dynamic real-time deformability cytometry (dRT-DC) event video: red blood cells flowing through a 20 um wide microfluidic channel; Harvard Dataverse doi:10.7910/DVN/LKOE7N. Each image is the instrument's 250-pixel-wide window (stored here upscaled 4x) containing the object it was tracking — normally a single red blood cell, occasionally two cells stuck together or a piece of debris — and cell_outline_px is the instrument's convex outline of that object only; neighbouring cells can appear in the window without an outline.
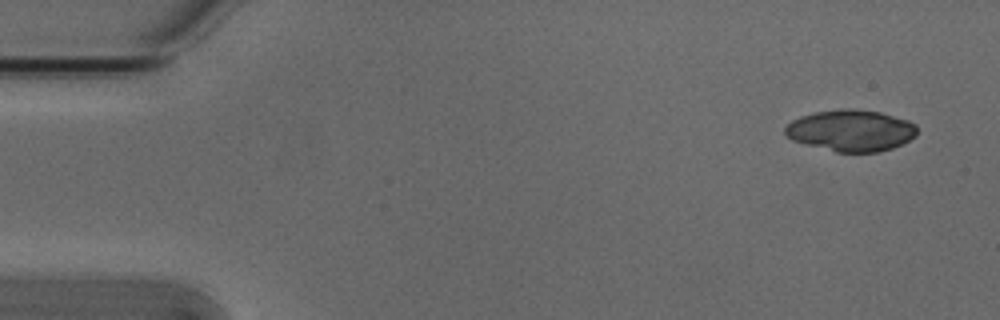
{"species": "Egyptian fruit bat (a non-hibernating species)", "species_latin": "Rousettus aegyptiacus", "temperature_condition": "cold", "stored_images_in_passage": 7, "segment_of_instrument_passage": [1, 2], "camera_frame_rate_fps": 3000, "um_per_image_px": 0.085, "animal": {"sex": "male"}, "frame": {"image": 1, "passage_image": 1, "time_ms": 0.0, "image_size_px": [1000, 320], "cell_outline_px": [[916, 136], [892, 148], [876, 152], [836, 152], [792, 140], [784, 132], [784, 128], [792, 120], [800, 116], [816, 112], [840, 108], [852, 108], [880, 112], [908, 120], [916, 124]], "centroid_in_image_um": [72.33, 11.08], "position_along_channel_um": 12.7, "area_um2": 31.79}}